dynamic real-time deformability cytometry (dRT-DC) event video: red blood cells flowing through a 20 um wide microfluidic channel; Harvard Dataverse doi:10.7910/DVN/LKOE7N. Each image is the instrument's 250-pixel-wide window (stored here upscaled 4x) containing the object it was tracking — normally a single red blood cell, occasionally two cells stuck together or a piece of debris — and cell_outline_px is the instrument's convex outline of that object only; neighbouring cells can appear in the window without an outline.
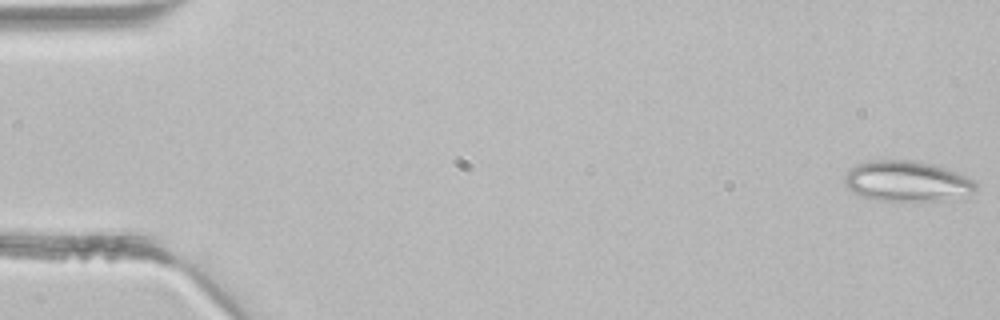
{"species": "common noctule bat (a hibernating species)", "species_latin": "Nyctalus noctula", "temperature_condition": "room temperature", "stored_images_in_passage": 4, "camera_frame_rate_fps": 3000, "um_per_image_px": 0.085, "animal": {"sex": "male", "body_mass_g": 21.5, "forearm_length_mm": 52.0}, "frame": {"image": 1, "passage_image": 1, "time_ms": 0.0, "image_size_px": [1000, 320], "cell_outline_px": [[976, 188], [968, 196], [940, 200], [876, 200], [852, 192], [844, 184], [844, 176], [856, 164], [868, 160], [912, 160], [936, 164], [948, 168], [972, 180], [976, 184]], "centroid_in_image_um": [77.08, 15.38], "position_along_channel_um": 7.9, "area_um2": 30.92}}